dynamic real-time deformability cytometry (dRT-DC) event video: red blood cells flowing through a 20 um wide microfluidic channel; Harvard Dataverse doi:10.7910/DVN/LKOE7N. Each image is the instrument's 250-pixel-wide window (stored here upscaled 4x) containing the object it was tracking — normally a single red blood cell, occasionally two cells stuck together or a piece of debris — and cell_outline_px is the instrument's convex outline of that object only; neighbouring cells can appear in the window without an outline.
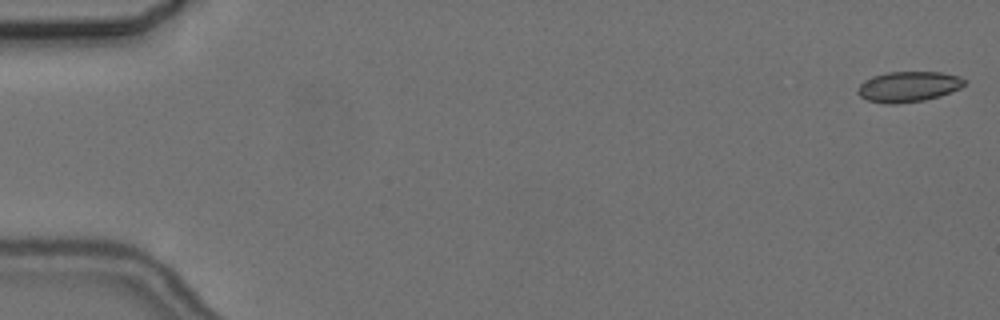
{"species": "common noctule bat (a hibernating species)", "species_latin": "Nyctalus noctula", "temperature_condition": "cold", "stored_images_in_passage": 6, "camera_frame_rate_fps": 3000, "um_per_image_px": 0.085, "animal": {"sex": "female", "body_mass_g": 24.6, "forearm_length_mm": 56.2}, "frame": {"image": 1, "passage_image": 1, "time_ms": 0.0, "image_size_px": [1000, 320], "cell_outline_px": [[968, 80], [960, 88], [940, 96], [924, 100], [896, 104], [884, 104], [868, 100], [860, 96], [856, 92], [856, 88], [864, 80], [872, 76], [888, 72], [940, 72], [960, 76]], "centroid_in_image_um": [77.2, 7.36], "position_along_channel_um": 7.8, "area_um2": 19.13}}
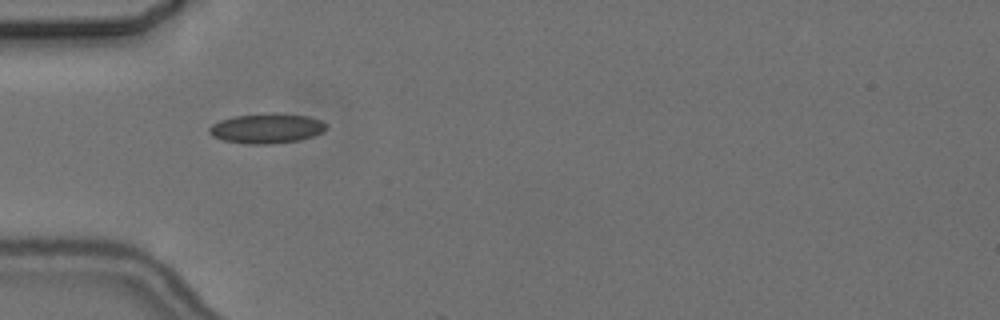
{"frame": {"image": 2, "passage_image": 5, "time_ms": 5.667, "image_size_px": [1000, 320], "cell_outline_px": [[328, 128], [324, 132], [300, 140], [272, 144], [244, 144], [224, 140], [212, 136], [208, 132], [208, 128], [212, 124], [220, 120], [232, 116], [272, 112], [276, 112], [308, 116], [320, 120], [328, 124]], "centroid_in_image_um": [22.68, 10.9], "position_along_channel_um": 62.3, "area_um2": 20.81}}